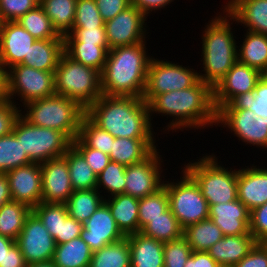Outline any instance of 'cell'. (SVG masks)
Masks as SVG:
<instances>
[{
    "label": "cell",
    "mask_w": 267,
    "mask_h": 267,
    "mask_svg": "<svg viewBox=\"0 0 267 267\" xmlns=\"http://www.w3.org/2000/svg\"><path fill=\"white\" fill-rule=\"evenodd\" d=\"M237 0H230L228 3H226L227 5H224V10L223 11H227Z\"/></svg>",
    "instance_id": "cell-66"
},
{
    "label": "cell",
    "mask_w": 267,
    "mask_h": 267,
    "mask_svg": "<svg viewBox=\"0 0 267 267\" xmlns=\"http://www.w3.org/2000/svg\"><path fill=\"white\" fill-rule=\"evenodd\" d=\"M249 227L250 234L257 243L267 238V202L250 211Z\"/></svg>",
    "instance_id": "cell-50"
},
{
    "label": "cell",
    "mask_w": 267,
    "mask_h": 267,
    "mask_svg": "<svg viewBox=\"0 0 267 267\" xmlns=\"http://www.w3.org/2000/svg\"><path fill=\"white\" fill-rule=\"evenodd\" d=\"M109 46L85 44L80 41H64V53L76 62L101 73L105 66Z\"/></svg>",
    "instance_id": "cell-30"
},
{
    "label": "cell",
    "mask_w": 267,
    "mask_h": 267,
    "mask_svg": "<svg viewBox=\"0 0 267 267\" xmlns=\"http://www.w3.org/2000/svg\"><path fill=\"white\" fill-rule=\"evenodd\" d=\"M77 0H40L56 32L64 37L73 29Z\"/></svg>",
    "instance_id": "cell-34"
},
{
    "label": "cell",
    "mask_w": 267,
    "mask_h": 267,
    "mask_svg": "<svg viewBox=\"0 0 267 267\" xmlns=\"http://www.w3.org/2000/svg\"><path fill=\"white\" fill-rule=\"evenodd\" d=\"M32 211L39 217L53 238L60 235L61 222L69 216L66 205L58 203L41 202Z\"/></svg>",
    "instance_id": "cell-43"
},
{
    "label": "cell",
    "mask_w": 267,
    "mask_h": 267,
    "mask_svg": "<svg viewBox=\"0 0 267 267\" xmlns=\"http://www.w3.org/2000/svg\"><path fill=\"white\" fill-rule=\"evenodd\" d=\"M229 104H263L267 105L264 102H257L254 98V91L247 92L244 94L235 97Z\"/></svg>",
    "instance_id": "cell-61"
},
{
    "label": "cell",
    "mask_w": 267,
    "mask_h": 267,
    "mask_svg": "<svg viewBox=\"0 0 267 267\" xmlns=\"http://www.w3.org/2000/svg\"><path fill=\"white\" fill-rule=\"evenodd\" d=\"M257 242L251 234L223 236L206 252L220 265L233 267Z\"/></svg>",
    "instance_id": "cell-23"
},
{
    "label": "cell",
    "mask_w": 267,
    "mask_h": 267,
    "mask_svg": "<svg viewBox=\"0 0 267 267\" xmlns=\"http://www.w3.org/2000/svg\"><path fill=\"white\" fill-rule=\"evenodd\" d=\"M68 164L73 190H91L97 186V175L86 163L83 155L71 145L63 155Z\"/></svg>",
    "instance_id": "cell-33"
},
{
    "label": "cell",
    "mask_w": 267,
    "mask_h": 267,
    "mask_svg": "<svg viewBox=\"0 0 267 267\" xmlns=\"http://www.w3.org/2000/svg\"><path fill=\"white\" fill-rule=\"evenodd\" d=\"M240 49H237L238 61L258 69L267 66V35L247 31Z\"/></svg>",
    "instance_id": "cell-31"
},
{
    "label": "cell",
    "mask_w": 267,
    "mask_h": 267,
    "mask_svg": "<svg viewBox=\"0 0 267 267\" xmlns=\"http://www.w3.org/2000/svg\"><path fill=\"white\" fill-rule=\"evenodd\" d=\"M72 145L83 155L86 163L98 176L110 163V156L102 151L88 147L79 137L72 141Z\"/></svg>",
    "instance_id": "cell-48"
},
{
    "label": "cell",
    "mask_w": 267,
    "mask_h": 267,
    "mask_svg": "<svg viewBox=\"0 0 267 267\" xmlns=\"http://www.w3.org/2000/svg\"><path fill=\"white\" fill-rule=\"evenodd\" d=\"M146 41L110 49L100 73L102 94L142 98L152 56Z\"/></svg>",
    "instance_id": "cell-3"
},
{
    "label": "cell",
    "mask_w": 267,
    "mask_h": 267,
    "mask_svg": "<svg viewBox=\"0 0 267 267\" xmlns=\"http://www.w3.org/2000/svg\"><path fill=\"white\" fill-rule=\"evenodd\" d=\"M238 199L249 211L267 202V169L249 166L237 170Z\"/></svg>",
    "instance_id": "cell-22"
},
{
    "label": "cell",
    "mask_w": 267,
    "mask_h": 267,
    "mask_svg": "<svg viewBox=\"0 0 267 267\" xmlns=\"http://www.w3.org/2000/svg\"><path fill=\"white\" fill-rule=\"evenodd\" d=\"M263 244V246L267 249V238L261 242Z\"/></svg>",
    "instance_id": "cell-67"
},
{
    "label": "cell",
    "mask_w": 267,
    "mask_h": 267,
    "mask_svg": "<svg viewBox=\"0 0 267 267\" xmlns=\"http://www.w3.org/2000/svg\"><path fill=\"white\" fill-rule=\"evenodd\" d=\"M128 237L131 267H164V242L147 237L141 232Z\"/></svg>",
    "instance_id": "cell-24"
},
{
    "label": "cell",
    "mask_w": 267,
    "mask_h": 267,
    "mask_svg": "<svg viewBox=\"0 0 267 267\" xmlns=\"http://www.w3.org/2000/svg\"><path fill=\"white\" fill-rule=\"evenodd\" d=\"M9 99L0 101V137L12 132L15 121L20 116L22 109ZM19 109V110H18Z\"/></svg>",
    "instance_id": "cell-51"
},
{
    "label": "cell",
    "mask_w": 267,
    "mask_h": 267,
    "mask_svg": "<svg viewBox=\"0 0 267 267\" xmlns=\"http://www.w3.org/2000/svg\"><path fill=\"white\" fill-rule=\"evenodd\" d=\"M63 53V39H36L20 64L42 71H55Z\"/></svg>",
    "instance_id": "cell-26"
},
{
    "label": "cell",
    "mask_w": 267,
    "mask_h": 267,
    "mask_svg": "<svg viewBox=\"0 0 267 267\" xmlns=\"http://www.w3.org/2000/svg\"><path fill=\"white\" fill-rule=\"evenodd\" d=\"M16 244L27 265L52 260L56 249L55 239L33 211L27 217Z\"/></svg>",
    "instance_id": "cell-12"
},
{
    "label": "cell",
    "mask_w": 267,
    "mask_h": 267,
    "mask_svg": "<svg viewBox=\"0 0 267 267\" xmlns=\"http://www.w3.org/2000/svg\"><path fill=\"white\" fill-rule=\"evenodd\" d=\"M83 228V223L68 216L65 221L61 222L60 235L54 238L56 244L67 243L76 237H80Z\"/></svg>",
    "instance_id": "cell-54"
},
{
    "label": "cell",
    "mask_w": 267,
    "mask_h": 267,
    "mask_svg": "<svg viewBox=\"0 0 267 267\" xmlns=\"http://www.w3.org/2000/svg\"><path fill=\"white\" fill-rule=\"evenodd\" d=\"M177 64L151 59L142 96L147 104L159 94L190 88L200 80L197 70Z\"/></svg>",
    "instance_id": "cell-11"
},
{
    "label": "cell",
    "mask_w": 267,
    "mask_h": 267,
    "mask_svg": "<svg viewBox=\"0 0 267 267\" xmlns=\"http://www.w3.org/2000/svg\"><path fill=\"white\" fill-rule=\"evenodd\" d=\"M184 267H220V265L206 251H193Z\"/></svg>",
    "instance_id": "cell-55"
},
{
    "label": "cell",
    "mask_w": 267,
    "mask_h": 267,
    "mask_svg": "<svg viewBox=\"0 0 267 267\" xmlns=\"http://www.w3.org/2000/svg\"><path fill=\"white\" fill-rule=\"evenodd\" d=\"M16 243V241L0 235V266H4V258L9 249Z\"/></svg>",
    "instance_id": "cell-62"
},
{
    "label": "cell",
    "mask_w": 267,
    "mask_h": 267,
    "mask_svg": "<svg viewBox=\"0 0 267 267\" xmlns=\"http://www.w3.org/2000/svg\"><path fill=\"white\" fill-rule=\"evenodd\" d=\"M220 109H248L254 112L256 117H262V121L267 123V105L263 104H227Z\"/></svg>",
    "instance_id": "cell-58"
},
{
    "label": "cell",
    "mask_w": 267,
    "mask_h": 267,
    "mask_svg": "<svg viewBox=\"0 0 267 267\" xmlns=\"http://www.w3.org/2000/svg\"><path fill=\"white\" fill-rule=\"evenodd\" d=\"M95 0H77L73 28L105 27Z\"/></svg>",
    "instance_id": "cell-45"
},
{
    "label": "cell",
    "mask_w": 267,
    "mask_h": 267,
    "mask_svg": "<svg viewBox=\"0 0 267 267\" xmlns=\"http://www.w3.org/2000/svg\"><path fill=\"white\" fill-rule=\"evenodd\" d=\"M104 202L110 208L117 227L125 237L139 232V199L122 193L109 196L108 199L105 197Z\"/></svg>",
    "instance_id": "cell-27"
},
{
    "label": "cell",
    "mask_w": 267,
    "mask_h": 267,
    "mask_svg": "<svg viewBox=\"0 0 267 267\" xmlns=\"http://www.w3.org/2000/svg\"><path fill=\"white\" fill-rule=\"evenodd\" d=\"M39 5L40 0H0V18L3 22H15Z\"/></svg>",
    "instance_id": "cell-47"
},
{
    "label": "cell",
    "mask_w": 267,
    "mask_h": 267,
    "mask_svg": "<svg viewBox=\"0 0 267 267\" xmlns=\"http://www.w3.org/2000/svg\"><path fill=\"white\" fill-rule=\"evenodd\" d=\"M147 17L130 5L105 22L106 40L110 49L145 42Z\"/></svg>",
    "instance_id": "cell-14"
},
{
    "label": "cell",
    "mask_w": 267,
    "mask_h": 267,
    "mask_svg": "<svg viewBox=\"0 0 267 267\" xmlns=\"http://www.w3.org/2000/svg\"><path fill=\"white\" fill-rule=\"evenodd\" d=\"M250 211L239 200L209 205V218L224 236L250 234Z\"/></svg>",
    "instance_id": "cell-21"
},
{
    "label": "cell",
    "mask_w": 267,
    "mask_h": 267,
    "mask_svg": "<svg viewBox=\"0 0 267 267\" xmlns=\"http://www.w3.org/2000/svg\"><path fill=\"white\" fill-rule=\"evenodd\" d=\"M180 181H164L169 208L182 229L209 218V205L195 180L183 169Z\"/></svg>",
    "instance_id": "cell-9"
},
{
    "label": "cell",
    "mask_w": 267,
    "mask_h": 267,
    "mask_svg": "<svg viewBox=\"0 0 267 267\" xmlns=\"http://www.w3.org/2000/svg\"><path fill=\"white\" fill-rule=\"evenodd\" d=\"M35 40L16 21L3 22L0 28V63L6 70L20 64Z\"/></svg>",
    "instance_id": "cell-20"
},
{
    "label": "cell",
    "mask_w": 267,
    "mask_h": 267,
    "mask_svg": "<svg viewBox=\"0 0 267 267\" xmlns=\"http://www.w3.org/2000/svg\"><path fill=\"white\" fill-rule=\"evenodd\" d=\"M64 41H80L85 44H97L108 46L105 27L96 28H73L71 32L63 37Z\"/></svg>",
    "instance_id": "cell-49"
},
{
    "label": "cell",
    "mask_w": 267,
    "mask_h": 267,
    "mask_svg": "<svg viewBox=\"0 0 267 267\" xmlns=\"http://www.w3.org/2000/svg\"><path fill=\"white\" fill-rule=\"evenodd\" d=\"M218 163L215 155L207 154L197 162L185 164L183 168L195 180L208 205L228 203L238 199L237 169L228 170L229 168Z\"/></svg>",
    "instance_id": "cell-7"
},
{
    "label": "cell",
    "mask_w": 267,
    "mask_h": 267,
    "mask_svg": "<svg viewBox=\"0 0 267 267\" xmlns=\"http://www.w3.org/2000/svg\"><path fill=\"white\" fill-rule=\"evenodd\" d=\"M150 120L154 113L173 117L166 126L168 132L183 128L210 127L217 125V111L213 103V88L201 79L190 88L171 91L155 96L149 103Z\"/></svg>",
    "instance_id": "cell-1"
},
{
    "label": "cell",
    "mask_w": 267,
    "mask_h": 267,
    "mask_svg": "<svg viewBox=\"0 0 267 267\" xmlns=\"http://www.w3.org/2000/svg\"><path fill=\"white\" fill-rule=\"evenodd\" d=\"M0 267H27L24 256L16 243L9 249V252L6 253L4 266Z\"/></svg>",
    "instance_id": "cell-57"
},
{
    "label": "cell",
    "mask_w": 267,
    "mask_h": 267,
    "mask_svg": "<svg viewBox=\"0 0 267 267\" xmlns=\"http://www.w3.org/2000/svg\"><path fill=\"white\" fill-rule=\"evenodd\" d=\"M226 13V14H225ZM207 23L202 34V62L205 74L199 72V78L212 88L226 75L238 61L236 36L233 35L232 16L223 11Z\"/></svg>",
    "instance_id": "cell-4"
},
{
    "label": "cell",
    "mask_w": 267,
    "mask_h": 267,
    "mask_svg": "<svg viewBox=\"0 0 267 267\" xmlns=\"http://www.w3.org/2000/svg\"><path fill=\"white\" fill-rule=\"evenodd\" d=\"M98 191L97 188L73 191L65 203L69 216L84 224L104 202L105 196Z\"/></svg>",
    "instance_id": "cell-32"
},
{
    "label": "cell",
    "mask_w": 267,
    "mask_h": 267,
    "mask_svg": "<svg viewBox=\"0 0 267 267\" xmlns=\"http://www.w3.org/2000/svg\"><path fill=\"white\" fill-rule=\"evenodd\" d=\"M11 200L12 197L10 193L7 175L5 173H0V208Z\"/></svg>",
    "instance_id": "cell-59"
},
{
    "label": "cell",
    "mask_w": 267,
    "mask_h": 267,
    "mask_svg": "<svg viewBox=\"0 0 267 267\" xmlns=\"http://www.w3.org/2000/svg\"><path fill=\"white\" fill-rule=\"evenodd\" d=\"M174 0H131V5L142 12L146 17L153 10L157 11L160 8L170 5Z\"/></svg>",
    "instance_id": "cell-56"
},
{
    "label": "cell",
    "mask_w": 267,
    "mask_h": 267,
    "mask_svg": "<svg viewBox=\"0 0 267 267\" xmlns=\"http://www.w3.org/2000/svg\"><path fill=\"white\" fill-rule=\"evenodd\" d=\"M260 78L267 83V66L260 72Z\"/></svg>",
    "instance_id": "cell-65"
},
{
    "label": "cell",
    "mask_w": 267,
    "mask_h": 267,
    "mask_svg": "<svg viewBox=\"0 0 267 267\" xmlns=\"http://www.w3.org/2000/svg\"><path fill=\"white\" fill-rule=\"evenodd\" d=\"M103 20L113 19L117 14L131 5V0H95Z\"/></svg>",
    "instance_id": "cell-53"
},
{
    "label": "cell",
    "mask_w": 267,
    "mask_h": 267,
    "mask_svg": "<svg viewBox=\"0 0 267 267\" xmlns=\"http://www.w3.org/2000/svg\"><path fill=\"white\" fill-rule=\"evenodd\" d=\"M92 253L87 243L76 237L67 243L56 244L52 260L56 267H89Z\"/></svg>",
    "instance_id": "cell-29"
},
{
    "label": "cell",
    "mask_w": 267,
    "mask_h": 267,
    "mask_svg": "<svg viewBox=\"0 0 267 267\" xmlns=\"http://www.w3.org/2000/svg\"><path fill=\"white\" fill-rule=\"evenodd\" d=\"M42 202L65 204L73 193L70 172L64 156L40 163Z\"/></svg>",
    "instance_id": "cell-17"
},
{
    "label": "cell",
    "mask_w": 267,
    "mask_h": 267,
    "mask_svg": "<svg viewBox=\"0 0 267 267\" xmlns=\"http://www.w3.org/2000/svg\"><path fill=\"white\" fill-rule=\"evenodd\" d=\"M227 12L248 31L267 35V0H237Z\"/></svg>",
    "instance_id": "cell-25"
},
{
    "label": "cell",
    "mask_w": 267,
    "mask_h": 267,
    "mask_svg": "<svg viewBox=\"0 0 267 267\" xmlns=\"http://www.w3.org/2000/svg\"><path fill=\"white\" fill-rule=\"evenodd\" d=\"M83 227L80 238L87 243L92 252L125 237L117 227L111 210L105 202L97 208Z\"/></svg>",
    "instance_id": "cell-19"
},
{
    "label": "cell",
    "mask_w": 267,
    "mask_h": 267,
    "mask_svg": "<svg viewBox=\"0 0 267 267\" xmlns=\"http://www.w3.org/2000/svg\"><path fill=\"white\" fill-rule=\"evenodd\" d=\"M5 174L13 201L24 203L32 209L42 202L40 163L19 166Z\"/></svg>",
    "instance_id": "cell-18"
},
{
    "label": "cell",
    "mask_w": 267,
    "mask_h": 267,
    "mask_svg": "<svg viewBox=\"0 0 267 267\" xmlns=\"http://www.w3.org/2000/svg\"><path fill=\"white\" fill-rule=\"evenodd\" d=\"M233 267H267V249L256 243L249 253Z\"/></svg>",
    "instance_id": "cell-52"
},
{
    "label": "cell",
    "mask_w": 267,
    "mask_h": 267,
    "mask_svg": "<svg viewBox=\"0 0 267 267\" xmlns=\"http://www.w3.org/2000/svg\"><path fill=\"white\" fill-rule=\"evenodd\" d=\"M7 99V70L0 63V101Z\"/></svg>",
    "instance_id": "cell-63"
},
{
    "label": "cell",
    "mask_w": 267,
    "mask_h": 267,
    "mask_svg": "<svg viewBox=\"0 0 267 267\" xmlns=\"http://www.w3.org/2000/svg\"><path fill=\"white\" fill-rule=\"evenodd\" d=\"M32 208L24 203L9 201L0 208V235L16 241Z\"/></svg>",
    "instance_id": "cell-35"
},
{
    "label": "cell",
    "mask_w": 267,
    "mask_h": 267,
    "mask_svg": "<svg viewBox=\"0 0 267 267\" xmlns=\"http://www.w3.org/2000/svg\"><path fill=\"white\" fill-rule=\"evenodd\" d=\"M86 116L115 138L155 139L148 104L138 97L101 95Z\"/></svg>",
    "instance_id": "cell-2"
},
{
    "label": "cell",
    "mask_w": 267,
    "mask_h": 267,
    "mask_svg": "<svg viewBox=\"0 0 267 267\" xmlns=\"http://www.w3.org/2000/svg\"><path fill=\"white\" fill-rule=\"evenodd\" d=\"M2 23H3V21H2L1 18H0V28L2 27Z\"/></svg>",
    "instance_id": "cell-68"
},
{
    "label": "cell",
    "mask_w": 267,
    "mask_h": 267,
    "mask_svg": "<svg viewBox=\"0 0 267 267\" xmlns=\"http://www.w3.org/2000/svg\"><path fill=\"white\" fill-rule=\"evenodd\" d=\"M140 232L161 242L173 241L183 236V229L170 208L152 219Z\"/></svg>",
    "instance_id": "cell-38"
},
{
    "label": "cell",
    "mask_w": 267,
    "mask_h": 267,
    "mask_svg": "<svg viewBox=\"0 0 267 267\" xmlns=\"http://www.w3.org/2000/svg\"><path fill=\"white\" fill-rule=\"evenodd\" d=\"M89 267H131L128 237L94 251Z\"/></svg>",
    "instance_id": "cell-37"
},
{
    "label": "cell",
    "mask_w": 267,
    "mask_h": 267,
    "mask_svg": "<svg viewBox=\"0 0 267 267\" xmlns=\"http://www.w3.org/2000/svg\"><path fill=\"white\" fill-rule=\"evenodd\" d=\"M36 39H63L54 29L51 20L39 5L16 21Z\"/></svg>",
    "instance_id": "cell-40"
},
{
    "label": "cell",
    "mask_w": 267,
    "mask_h": 267,
    "mask_svg": "<svg viewBox=\"0 0 267 267\" xmlns=\"http://www.w3.org/2000/svg\"><path fill=\"white\" fill-rule=\"evenodd\" d=\"M32 163L13 132L0 137V173Z\"/></svg>",
    "instance_id": "cell-39"
},
{
    "label": "cell",
    "mask_w": 267,
    "mask_h": 267,
    "mask_svg": "<svg viewBox=\"0 0 267 267\" xmlns=\"http://www.w3.org/2000/svg\"><path fill=\"white\" fill-rule=\"evenodd\" d=\"M55 92L87 109L102 95L100 72L63 53L55 69Z\"/></svg>",
    "instance_id": "cell-6"
},
{
    "label": "cell",
    "mask_w": 267,
    "mask_h": 267,
    "mask_svg": "<svg viewBox=\"0 0 267 267\" xmlns=\"http://www.w3.org/2000/svg\"><path fill=\"white\" fill-rule=\"evenodd\" d=\"M27 267H56L53 263V260L44 261V262H35L28 264Z\"/></svg>",
    "instance_id": "cell-64"
},
{
    "label": "cell",
    "mask_w": 267,
    "mask_h": 267,
    "mask_svg": "<svg viewBox=\"0 0 267 267\" xmlns=\"http://www.w3.org/2000/svg\"><path fill=\"white\" fill-rule=\"evenodd\" d=\"M157 151L158 149L139 163L126 166L124 194L141 199L155 193L163 186L164 180L161 178L163 159Z\"/></svg>",
    "instance_id": "cell-15"
},
{
    "label": "cell",
    "mask_w": 267,
    "mask_h": 267,
    "mask_svg": "<svg viewBox=\"0 0 267 267\" xmlns=\"http://www.w3.org/2000/svg\"><path fill=\"white\" fill-rule=\"evenodd\" d=\"M223 236L221 229L210 218L183 229V237L192 251H207Z\"/></svg>",
    "instance_id": "cell-36"
},
{
    "label": "cell",
    "mask_w": 267,
    "mask_h": 267,
    "mask_svg": "<svg viewBox=\"0 0 267 267\" xmlns=\"http://www.w3.org/2000/svg\"><path fill=\"white\" fill-rule=\"evenodd\" d=\"M88 147L110 154L113 137L108 131L100 129L86 115L82 118L79 136Z\"/></svg>",
    "instance_id": "cell-42"
},
{
    "label": "cell",
    "mask_w": 267,
    "mask_h": 267,
    "mask_svg": "<svg viewBox=\"0 0 267 267\" xmlns=\"http://www.w3.org/2000/svg\"><path fill=\"white\" fill-rule=\"evenodd\" d=\"M125 168L126 166L110 161L105 169L97 176L96 188L101 186L109 195L122 194L125 190Z\"/></svg>",
    "instance_id": "cell-44"
},
{
    "label": "cell",
    "mask_w": 267,
    "mask_h": 267,
    "mask_svg": "<svg viewBox=\"0 0 267 267\" xmlns=\"http://www.w3.org/2000/svg\"><path fill=\"white\" fill-rule=\"evenodd\" d=\"M192 252L183 236L173 241L164 242V267H184Z\"/></svg>",
    "instance_id": "cell-46"
},
{
    "label": "cell",
    "mask_w": 267,
    "mask_h": 267,
    "mask_svg": "<svg viewBox=\"0 0 267 267\" xmlns=\"http://www.w3.org/2000/svg\"><path fill=\"white\" fill-rule=\"evenodd\" d=\"M12 132L34 163L61 157L72 145V141L61 131L33 125L22 114L15 121Z\"/></svg>",
    "instance_id": "cell-8"
},
{
    "label": "cell",
    "mask_w": 267,
    "mask_h": 267,
    "mask_svg": "<svg viewBox=\"0 0 267 267\" xmlns=\"http://www.w3.org/2000/svg\"><path fill=\"white\" fill-rule=\"evenodd\" d=\"M54 94L55 71H42L24 64L7 69V99L12 103H16L13 100L16 95L21 98L24 106L28 102Z\"/></svg>",
    "instance_id": "cell-10"
},
{
    "label": "cell",
    "mask_w": 267,
    "mask_h": 267,
    "mask_svg": "<svg viewBox=\"0 0 267 267\" xmlns=\"http://www.w3.org/2000/svg\"><path fill=\"white\" fill-rule=\"evenodd\" d=\"M156 149L154 139L115 138L109 156L111 161L129 166L145 160Z\"/></svg>",
    "instance_id": "cell-28"
},
{
    "label": "cell",
    "mask_w": 267,
    "mask_h": 267,
    "mask_svg": "<svg viewBox=\"0 0 267 267\" xmlns=\"http://www.w3.org/2000/svg\"><path fill=\"white\" fill-rule=\"evenodd\" d=\"M254 91V98L257 102L267 103V83L261 78L257 81Z\"/></svg>",
    "instance_id": "cell-60"
},
{
    "label": "cell",
    "mask_w": 267,
    "mask_h": 267,
    "mask_svg": "<svg viewBox=\"0 0 267 267\" xmlns=\"http://www.w3.org/2000/svg\"><path fill=\"white\" fill-rule=\"evenodd\" d=\"M216 124L229 128L246 145L267 148V123L262 121V117H256L251 110L219 109Z\"/></svg>",
    "instance_id": "cell-13"
},
{
    "label": "cell",
    "mask_w": 267,
    "mask_h": 267,
    "mask_svg": "<svg viewBox=\"0 0 267 267\" xmlns=\"http://www.w3.org/2000/svg\"><path fill=\"white\" fill-rule=\"evenodd\" d=\"M23 107L27 110L21 114L29 123L61 131L71 141L79 136L81 120L86 115V109L78 102L57 94L28 102Z\"/></svg>",
    "instance_id": "cell-5"
},
{
    "label": "cell",
    "mask_w": 267,
    "mask_h": 267,
    "mask_svg": "<svg viewBox=\"0 0 267 267\" xmlns=\"http://www.w3.org/2000/svg\"><path fill=\"white\" fill-rule=\"evenodd\" d=\"M260 79V71L237 61L213 88L216 111L229 104L235 97L251 92Z\"/></svg>",
    "instance_id": "cell-16"
},
{
    "label": "cell",
    "mask_w": 267,
    "mask_h": 267,
    "mask_svg": "<svg viewBox=\"0 0 267 267\" xmlns=\"http://www.w3.org/2000/svg\"><path fill=\"white\" fill-rule=\"evenodd\" d=\"M168 209H169V197L164 185L155 193L149 194L148 196L139 199V207H138L139 232L150 221H152V219L161 216V214L166 212Z\"/></svg>",
    "instance_id": "cell-41"
}]
</instances>
